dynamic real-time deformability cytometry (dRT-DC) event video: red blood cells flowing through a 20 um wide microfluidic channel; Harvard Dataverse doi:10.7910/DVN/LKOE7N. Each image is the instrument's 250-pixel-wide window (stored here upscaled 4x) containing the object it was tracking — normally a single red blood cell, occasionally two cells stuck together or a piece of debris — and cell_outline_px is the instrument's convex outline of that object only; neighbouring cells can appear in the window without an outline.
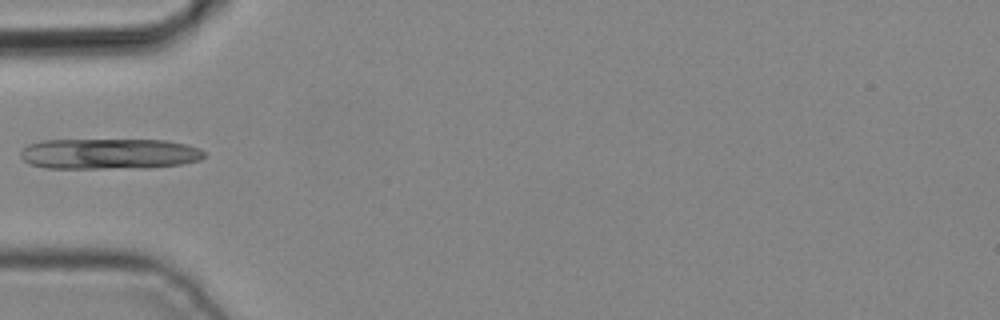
{"species": "common noctule bat (a hibernating species)", "species_latin": "Nyctalus noctula", "temperature_condition": "cold", "stored_images_in_passage": 3, "camera_frame_rate_fps": 3000, "um_per_image_px": 0.085, "animal": {"sex": "male", "body_mass_g": 19.2, "forearm_length_mm": 51.8}, "frame": {"image": 1, "passage_image": 3, "time_ms": 0.667, "image_size_px": [1000, 320], "cell_outline_px": [[204, 156], [200, 160], [184, 164], [148, 168], [44, 168], [28, 164], [20, 156], [20, 152], [28, 144], [40, 140], [168, 140], [188, 144], [200, 148], [204, 152]], "centroid_in_image_um": [9.29, 13.08], "position_along_channel_um": 75.7, "area_um2": 33.29}}